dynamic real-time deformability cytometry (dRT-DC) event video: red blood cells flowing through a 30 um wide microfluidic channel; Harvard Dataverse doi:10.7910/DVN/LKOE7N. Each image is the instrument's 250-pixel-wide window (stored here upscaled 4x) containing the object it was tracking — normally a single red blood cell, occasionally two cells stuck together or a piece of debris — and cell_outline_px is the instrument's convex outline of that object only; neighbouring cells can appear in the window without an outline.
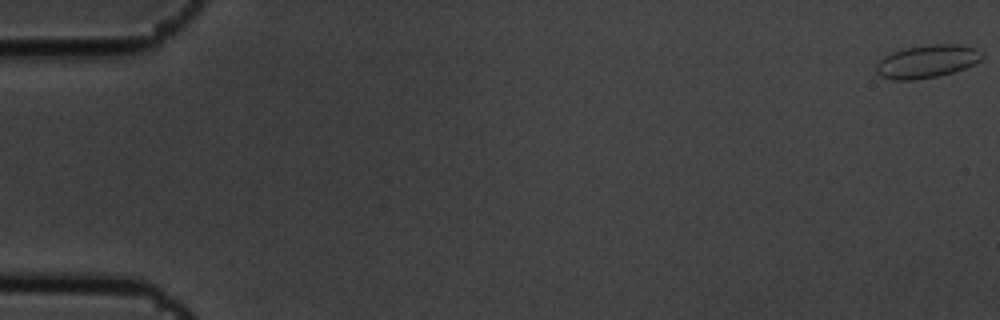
{"species": "common noctule bat (a hibernating species)", "species_latin": "Nyctalus noctula", "temperature_condition": "cold", "stored_images_in_passage": 8, "camera_frame_rate_fps": 3000, "um_per_image_px": 0.085, "animal": {"sex": "male", "body_mass_g": 19.5, "forearm_length_mm": 54.6}, "frame": {"image": 1, "passage_image": 1, "time_ms": 0.0, "image_size_px": [1000, 320], "cell_outline_px": [[984, 56], [980, 60], [964, 68], [952, 72], [936, 76], [912, 80], [896, 80], [880, 76], [876, 72], [876, 64], [884, 56], [892, 52], [908, 48], [932, 44], [960, 44], [976, 48], [984, 52]], "centroid_in_image_um": [78.81, 5.21], "position_along_channel_um": 6.2, "area_um2": 20.17}}
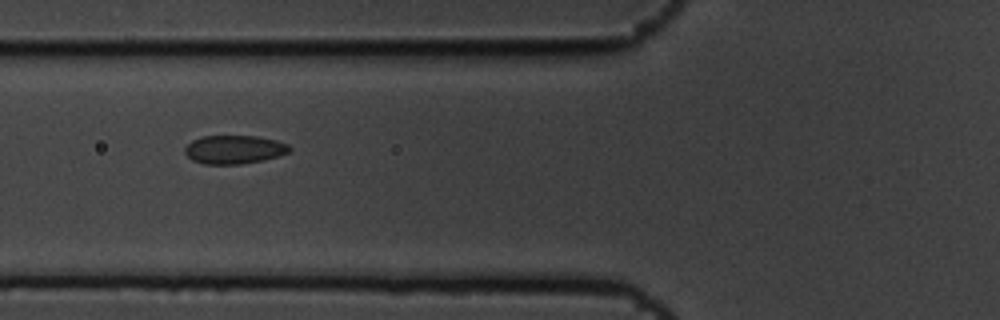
{"frame": {"image": 2, "passage_image": 7, "time_ms": 2.0, "image_size_px": [1000, 320], "cell_outline_px": [[292, 148], [288, 152], [264, 160], [240, 164], [204, 164], [192, 160], [184, 152], [184, 148], [192, 140], [204, 136], [256, 136], [276, 140], [288, 144]], "centroid_in_image_um": [19.89, 12.71], "position_along_channel_um": 105.9, "area_um2": 17.34}}
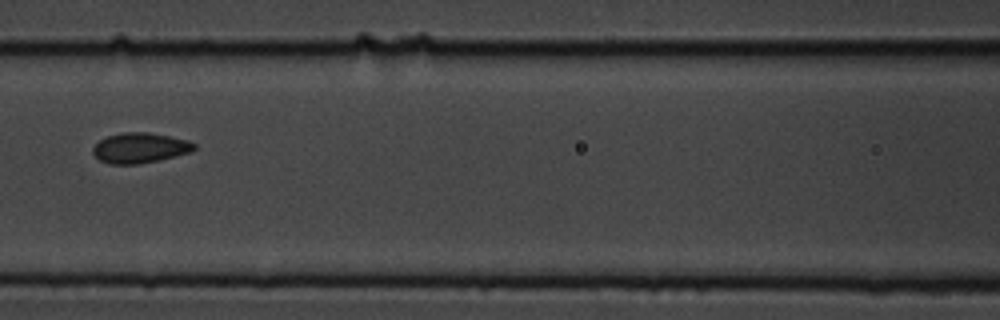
{"frame": {"image": 3, "passage_image": 8, "time_ms": 2.333, "image_size_px": [1000, 320], "cell_outline_px": [[196, 148], [192, 152], [160, 160], [136, 164], [108, 164], [100, 160], [92, 152], [92, 148], [100, 140], [108, 136], [124, 132], [148, 132], [188, 140], [196, 144]], "centroid_in_image_um": [11.91, 12.58], "position_along_channel_um": 154.7, "area_um2": 17.86}}